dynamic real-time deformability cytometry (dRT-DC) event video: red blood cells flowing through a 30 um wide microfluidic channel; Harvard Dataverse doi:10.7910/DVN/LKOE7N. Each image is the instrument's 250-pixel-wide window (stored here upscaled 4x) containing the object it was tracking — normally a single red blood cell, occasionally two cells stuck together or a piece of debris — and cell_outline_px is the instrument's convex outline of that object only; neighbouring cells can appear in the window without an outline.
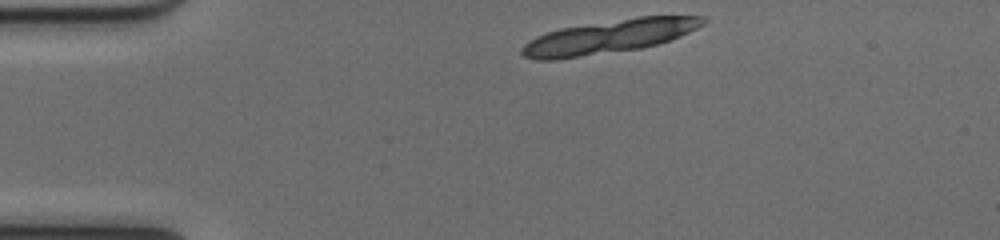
{"species": "common noctule bat (a hibernating species)", "species_latin": "Nyctalus noctula", "temperature_condition": "cold", "stored_images_in_passage": 9, "camera_frame_rate_fps": 3000, "um_per_image_px": 0.085, "animal": {"sex": "female", "body_mass_g": 17.0, "forearm_length_mm": 48.0}, "frame": {"image": 1, "passage_image": 1, "time_ms": 0.0, "image_size_px": [1000, 240], "cell_outline_px": [[688, 16], [680, 32], [676, 36], [652, 44], [628, 48], [568, 56], [532, 56], [524, 52], [528, 44], [552, 32], [572, 28], [648, 16]], "centroid_in_image_um": [51.63, 3.1], "position_along_channel_um": 33.4, "area_um2": 28.5}}